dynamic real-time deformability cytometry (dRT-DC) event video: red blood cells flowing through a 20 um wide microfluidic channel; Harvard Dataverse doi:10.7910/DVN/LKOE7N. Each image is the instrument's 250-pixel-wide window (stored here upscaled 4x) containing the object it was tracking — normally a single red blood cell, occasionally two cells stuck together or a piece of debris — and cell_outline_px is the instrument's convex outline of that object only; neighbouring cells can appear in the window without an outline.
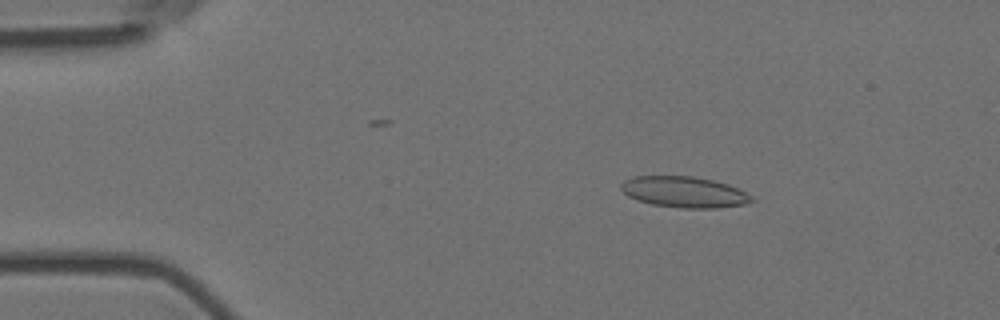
{"species": "Egyptian fruit bat (a non-hibernating species)", "species_latin": "Rousettus aegyptiacus", "temperature_condition": "room temperature", "stored_images_in_passage": 56, "camera_frame_rate_fps": 3000, "um_per_image_px": 0.085, "animal": {"sex": "female"}, "frame": {"image": 1, "passage_image": 9, "time_ms": 2.667, "image_size_px": [1000, 320], "cell_outline_px": [[756, 200], [744, 204], [716, 208], [680, 208], [652, 204], [636, 200], [628, 196], [620, 188], [620, 184], [624, 180], [632, 176], [692, 176], [712, 180], [728, 184], [752, 196]], "centroid_in_image_um": [58.12, 16.32], "position_along_channel_um": 26.9, "area_um2": 23.58}}
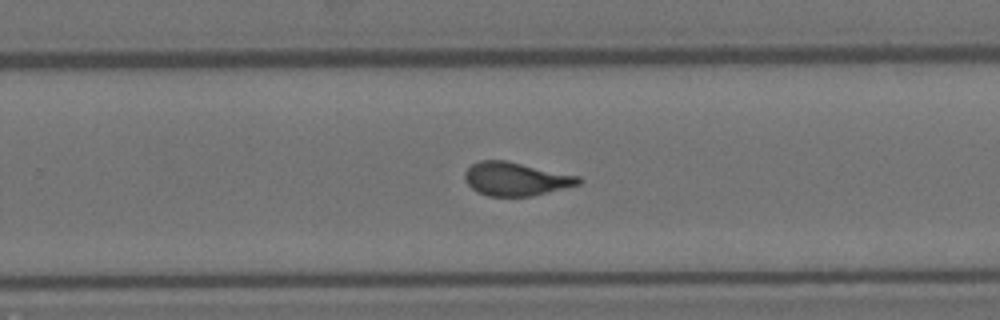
{"frame": {"image": 2, "passage_image": 36, "time_ms": 11.667, "image_size_px": [1000, 320], "cell_outline_px": [[584, 180], [580, 184], [532, 196], [488, 196], [476, 192], [464, 180], [464, 172], [472, 164], [480, 160], [508, 160], [580, 176]], "centroid_in_image_um": [43.85, 15.2], "position_along_channel_um": 286.0, "area_um2": 22.43}}
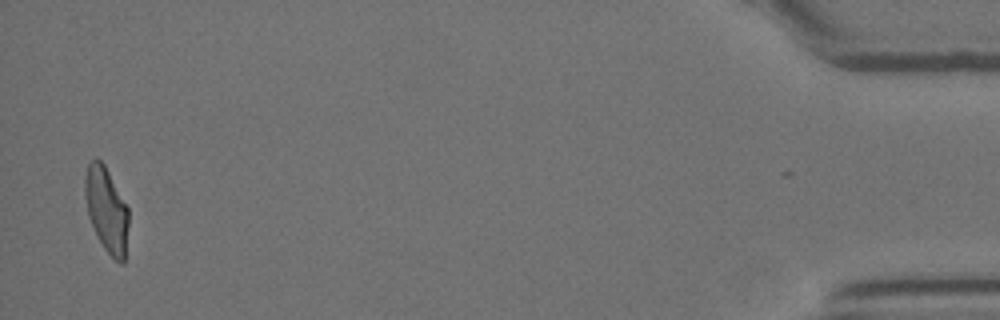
{"frame": {"image": 3, "passage_image": 55, "time_ms": 18.0, "image_size_px": [1000, 320], "cell_outline_px": [[128, 224], [124, 264], [120, 264], [104, 248], [88, 216], [84, 192], [84, 176], [88, 164], [96, 156], [104, 164], [128, 208]], "centroid_in_image_um": [9.04, 17.8], "position_along_channel_um": 426.2, "area_um2": 21.33}, "authors_computed_cell_mechanics": {"area_um2": 22.542, "velocity_mm_per_s": 3.5948, "shape_relaxation_time_tau1_ms": 8.0344, "shape_relaxation_time_tau2_ms": 1.0211, "deformation_change_tau1": 0.2029, "deformation_change_tau2": 0.0681}}